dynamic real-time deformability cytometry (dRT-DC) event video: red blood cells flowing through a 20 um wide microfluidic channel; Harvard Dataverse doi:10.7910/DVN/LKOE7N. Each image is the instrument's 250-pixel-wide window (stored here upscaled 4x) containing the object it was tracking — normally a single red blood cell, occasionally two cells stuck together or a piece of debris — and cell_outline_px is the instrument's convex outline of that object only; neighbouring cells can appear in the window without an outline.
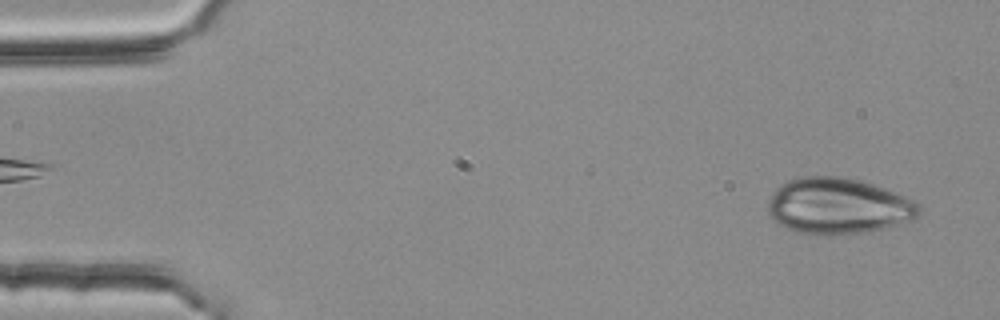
{"species": "common noctule bat (a hibernating species)", "species_latin": "Nyctalus noctula", "temperature_condition": "room temperature", "stored_images_in_passage": 52, "camera_frame_rate_fps": 3000, "um_per_image_px": 0.085, "animal": {"sex": "female", "body_mass_g": 25.1}, "frame": {"image": 1, "passage_image": 3, "time_ms": 0.667, "image_size_px": [1000, 320], "cell_outline_px": [[920, 216], [884, 228], [868, 232], [796, 232], [772, 220], [768, 212], [768, 200], [772, 192], [776, 188], [800, 176], [840, 176], [860, 180], [896, 192], [912, 200], [920, 208]], "centroid_in_image_um": [71.23, 17.47], "position_along_channel_um": 13.8, "area_um2": 48.32}}
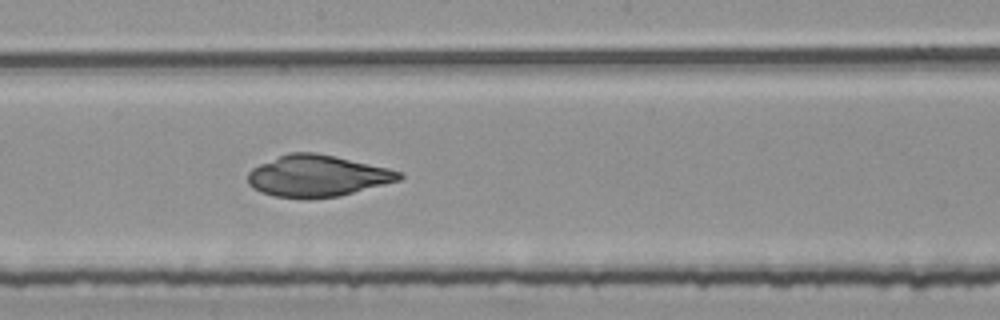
{"frame": {"image": 2, "passage_image": 29, "time_ms": 9.333, "image_size_px": [1000, 320], "cell_outline_px": [[404, 176], [400, 180], [340, 196], [276, 196], [252, 188], [248, 184], [248, 172], [252, 168], [260, 164], [288, 152], [316, 152], [388, 168], [400, 172]], "centroid_in_image_um": [26.98, 14.92], "position_along_channel_um": 221.2, "area_um2": 35.72}}
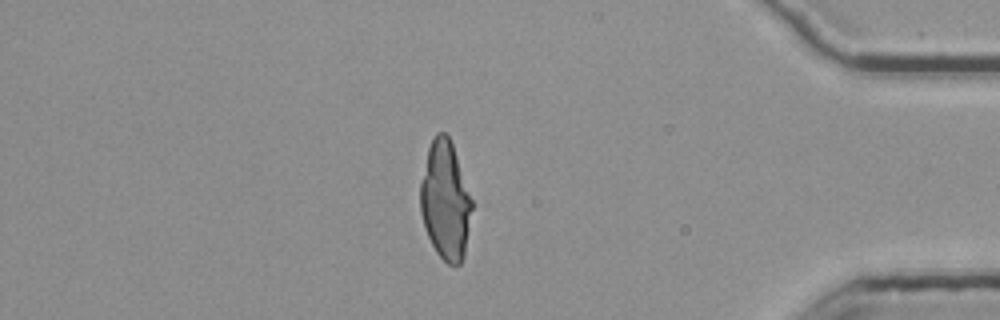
{"frame": {"image": 3, "passage_image": 46, "time_ms": 15.0, "image_size_px": [1000, 320], "cell_outline_px": [[472, 208], [464, 256], [460, 264], [448, 264], [436, 252], [428, 236], [420, 212], [420, 184], [428, 148], [436, 132], [444, 132], [448, 136], [452, 144], [472, 200]], "centroid_in_image_um": [37.84, 17.05], "position_along_channel_um": 397.4, "area_um2": 35.14}}